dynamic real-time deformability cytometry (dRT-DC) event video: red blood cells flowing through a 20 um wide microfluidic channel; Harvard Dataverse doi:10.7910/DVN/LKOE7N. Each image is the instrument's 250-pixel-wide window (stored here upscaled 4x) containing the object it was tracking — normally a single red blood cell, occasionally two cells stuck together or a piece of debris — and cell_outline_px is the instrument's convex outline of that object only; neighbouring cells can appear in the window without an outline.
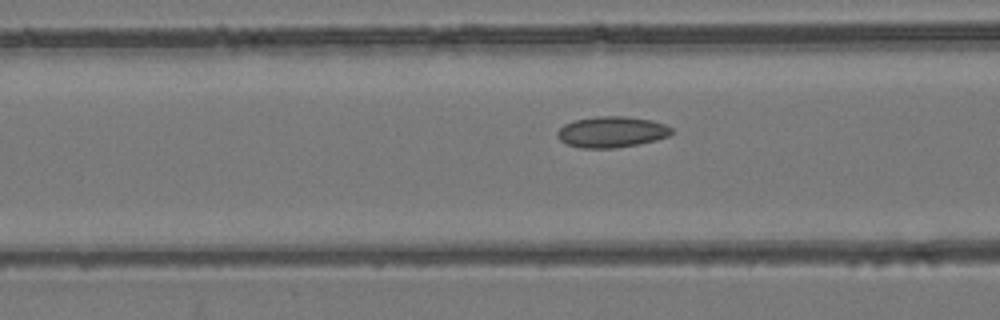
{"species": "common noctule bat (a hibernating species)", "species_latin": "Nyctalus noctula", "temperature_condition": "room temperature", "stored_images_in_passage": 47, "camera_frame_rate_fps": 3000, "um_per_image_px": 0.085, "animal": {"sex": "female", "body_mass_g": 24.6, "forearm_length_mm": 56.2}, "frame": {"image": 1, "passage_image": 15, "time_ms": 4.667, "image_size_px": [1000, 320], "cell_outline_px": [[672, 132], [668, 136], [656, 140], [616, 148], [580, 148], [568, 144], [560, 140], [556, 136], [556, 132], [564, 124], [576, 120], [596, 116], [624, 116], [652, 120], [664, 124], [672, 128]], "centroid_in_image_um": [51.97, 11.21], "position_along_channel_um": 114.6, "area_um2": 20.58}}
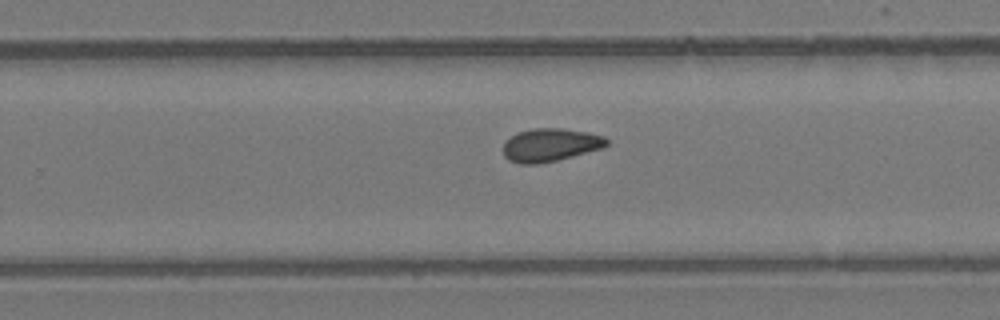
{"frame": {"image": 2, "passage_image": 28, "time_ms": 9.0, "image_size_px": [1000, 320], "cell_outline_px": [[608, 144], [604, 148], [556, 160], [536, 164], [520, 164], [508, 160], [504, 156], [504, 144], [512, 136], [520, 132], [532, 128], [560, 128], [588, 132], [604, 136], [608, 140]], "centroid_in_image_um": [46.8, 12.32], "position_along_channel_um": 283.0, "area_um2": 19.83}}
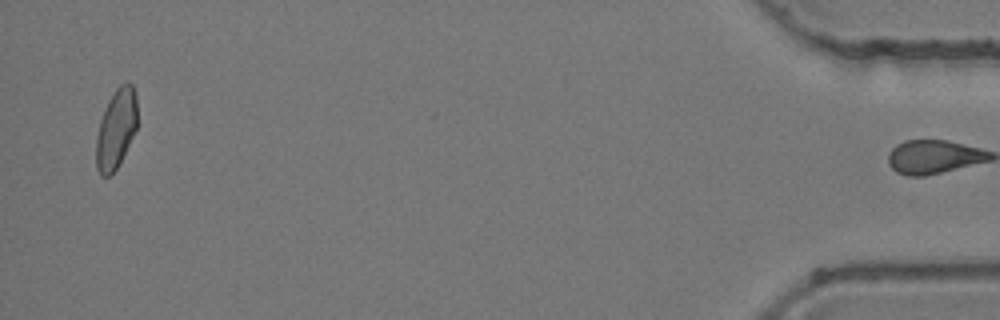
{"frame": {"image": 3, "passage_image": 46, "time_ms": 15.0, "image_size_px": [1000, 320], "cell_outline_px": [[136, 128], [116, 168], [108, 176], [100, 176], [96, 168], [96, 136], [100, 120], [108, 100], [116, 88], [120, 84], [128, 80], [132, 84], [136, 96]], "centroid_in_image_um": [9.84, 10.91], "position_along_channel_um": 425.4, "area_um2": 18.79}, "authors_computed_cell_mechanics": {"area_um2": 19.652, "velocity_mm_per_s": 3.8871, "shape_relaxation_time_tau1_ms": null, "shape_relaxation_time_tau2_ms": 3.2257, "deformation_change_tau1": null, "deformation_change_tau2": 0.0901}}